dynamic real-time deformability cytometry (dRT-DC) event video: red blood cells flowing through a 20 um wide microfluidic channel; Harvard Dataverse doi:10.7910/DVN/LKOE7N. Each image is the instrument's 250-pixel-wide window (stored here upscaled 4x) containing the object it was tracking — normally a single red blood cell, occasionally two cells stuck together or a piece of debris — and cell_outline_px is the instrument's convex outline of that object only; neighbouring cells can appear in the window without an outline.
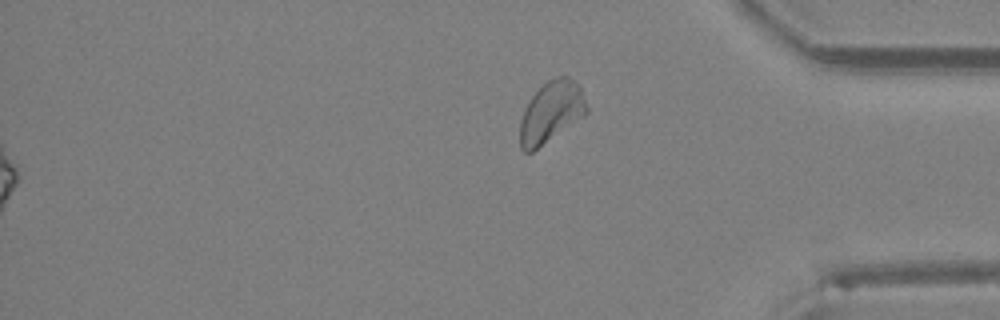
{"species": "Egyptian fruit bat (a non-hibernating species)", "species_latin": "Rousettus aegyptiacus", "temperature_condition": "room temperature", "stored_images_in_passage": 30, "segment_of_instrument_passage": [2, 2], "camera_frame_rate_fps": 3000, "um_per_image_px": 0.085, "animal": {"sex": "female"}, "frame": {"image": 1, "passage_image": 30, "time_ms": 9.667, "image_size_px": [1000, 320], "cell_outline_px": [[588, 112], [584, 116], [532, 152], [524, 152], [520, 148], [520, 120], [524, 108], [528, 100], [548, 80], [556, 76], [568, 76], [576, 80], [580, 84], [588, 108]], "centroid_in_image_um": [46.86, 9.5], "position_along_channel_um": 388.3, "area_um2": 23.93}}